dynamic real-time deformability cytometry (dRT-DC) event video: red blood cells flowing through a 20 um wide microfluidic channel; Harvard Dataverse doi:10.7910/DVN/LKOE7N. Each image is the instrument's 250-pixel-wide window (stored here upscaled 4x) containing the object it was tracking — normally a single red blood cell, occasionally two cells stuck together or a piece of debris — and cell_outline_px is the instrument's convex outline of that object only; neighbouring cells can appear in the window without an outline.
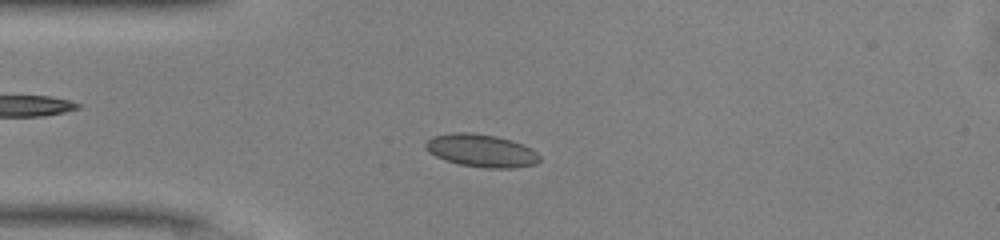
{"species": "common noctule bat (a hibernating species)", "species_latin": "Nyctalus noctula", "temperature_condition": "warm", "stored_images_in_passage": 47, "camera_frame_rate_fps": 3000, "um_per_image_px": 0.085, "animal": {"sex": "male", "body_mass_g": 13.0, "forearm_length_mm": 53.1}, "frame": {"image": 1, "passage_image": 10, "time_ms": 3.0, "image_size_px": [1000, 240], "cell_outline_px": [[540, 160], [536, 164], [516, 168], [484, 168], [460, 164], [444, 160], [436, 156], [424, 148], [424, 144], [432, 136], [452, 132], [472, 132], [496, 136], [512, 140], [524, 144], [536, 152], [540, 156]], "centroid_in_image_um": [40.91, 12.8], "position_along_channel_um": 44.1, "area_um2": 22.02}}
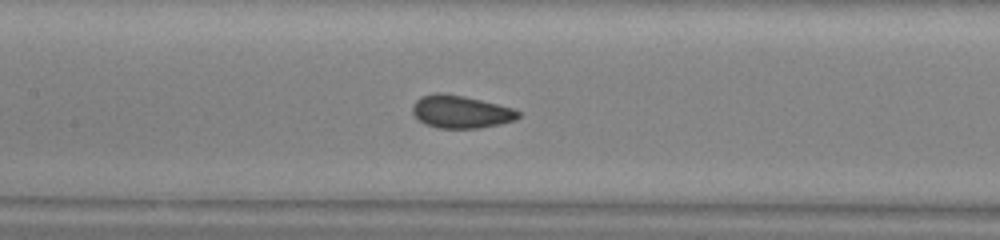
{"frame": {"image": 2, "passage_image": 20, "time_ms": 6.333, "image_size_px": [1000, 240], "cell_outline_px": [[520, 116], [516, 120], [500, 124], [480, 128], [436, 128], [424, 124], [412, 112], [412, 104], [420, 96], [436, 92], [444, 92], [464, 96], [512, 108], [520, 112]], "centroid_in_image_um": [39.14, 9.5], "position_along_channel_um": 168.3, "area_um2": 20.29}}
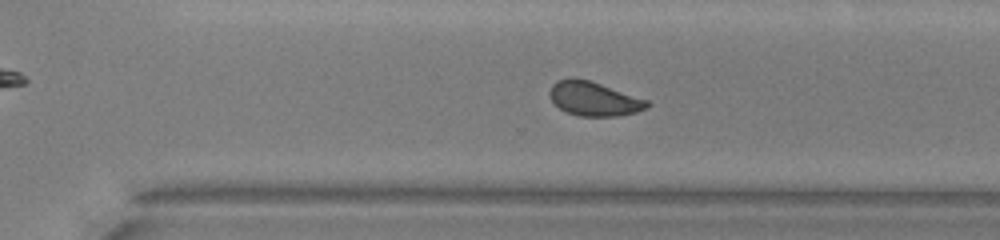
{"frame": {"image": 3, "passage_image": 31, "time_ms": 10.0, "image_size_px": [1000, 240], "cell_outline_px": [[652, 104], [648, 108], [636, 112], [616, 116], [580, 116], [568, 112], [560, 108], [552, 100], [548, 92], [552, 84], [556, 80], [568, 76], [572, 76], [588, 80], [648, 100]], "centroid_in_image_um": [50.47, 8.38], "position_along_channel_um": 320.1, "area_um2": 19.42}, "authors_computed_cell_mechanics": {"area_um2": 20.2878, "velocity_mm_per_s": 4.1525, "shape_relaxation_time_tau1_ms": 3.8632, "shape_relaxation_time_tau2_ms": 0.8247, "deformation_change_tau1": 0.0954, "deformation_change_tau2": 0.0576}}